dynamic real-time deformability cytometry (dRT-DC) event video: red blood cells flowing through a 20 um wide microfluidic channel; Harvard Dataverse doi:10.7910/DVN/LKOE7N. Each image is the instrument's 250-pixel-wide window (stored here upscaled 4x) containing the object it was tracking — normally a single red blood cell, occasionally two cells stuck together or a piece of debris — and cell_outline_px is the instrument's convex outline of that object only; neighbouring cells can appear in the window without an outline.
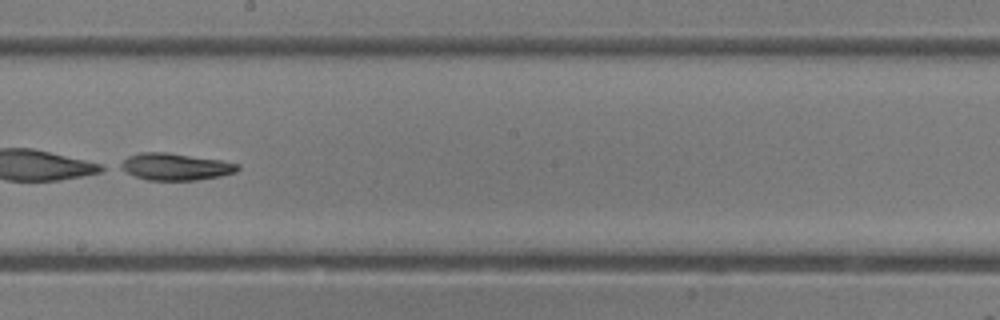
{"species": "common noctule bat (a hibernating species)", "species_latin": "Nyctalus noctula", "temperature_condition": "room temperature", "stored_images_in_passage": 40, "camera_frame_rate_fps": 3000, "um_per_image_px": 0.085, "animal": {"sex": "female"}, "frame": {"image": 1, "passage_image": 23, "time_ms": 7.333, "image_size_px": [1000, 320], "cell_outline_px": [[240, 168], [236, 172], [220, 176], [196, 180], [148, 180], [136, 176], [120, 168], [116, 164], [128, 156], [140, 152], [168, 152], [220, 160], [240, 164]], "centroid_in_image_um": [14.89, 14.16], "position_along_channel_um": 233.3, "area_um2": 18.44}}